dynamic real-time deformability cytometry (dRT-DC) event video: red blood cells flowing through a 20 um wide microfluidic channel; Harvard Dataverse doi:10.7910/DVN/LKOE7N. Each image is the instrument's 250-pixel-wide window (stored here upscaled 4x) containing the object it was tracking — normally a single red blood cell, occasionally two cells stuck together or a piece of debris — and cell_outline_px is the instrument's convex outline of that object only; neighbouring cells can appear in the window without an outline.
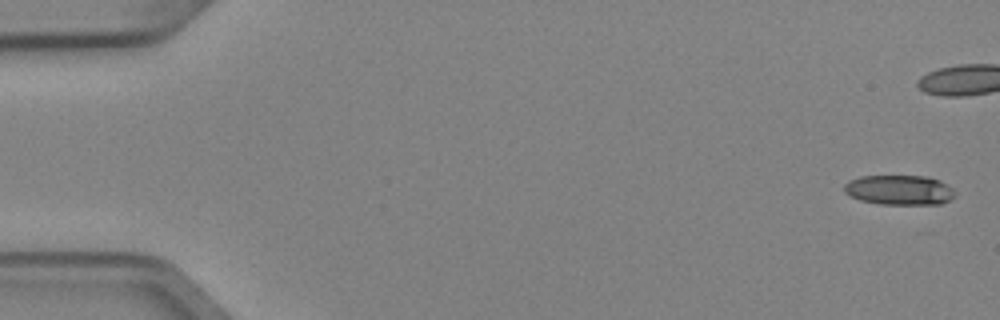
{"species": "Egyptian fruit bat (a non-hibernating species)", "species_latin": "Rousettus aegyptiacus", "temperature_condition": "cold", "stored_images_in_passage": 6, "camera_frame_rate_fps": 3000, "um_per_image_px": 0.085, "animal": {"sex": "female"}, "frame": {"image": 1, "passage_image": 1, "time_ms": 0.0, "image_size_px": [1000, 320], "cell_outline_px": [[956, 196], [940, 204], [880, 204], [860, 200], [848, 196], [844, 192], [844, 184], [848, 180], [860, 176], [924, 176], [940, 180], [952, 188], [956, 192]], "centroid_in_image_um": [76.42, 16.15], "position_along_channel_um": 8.6, "area_um2": 19.42}}
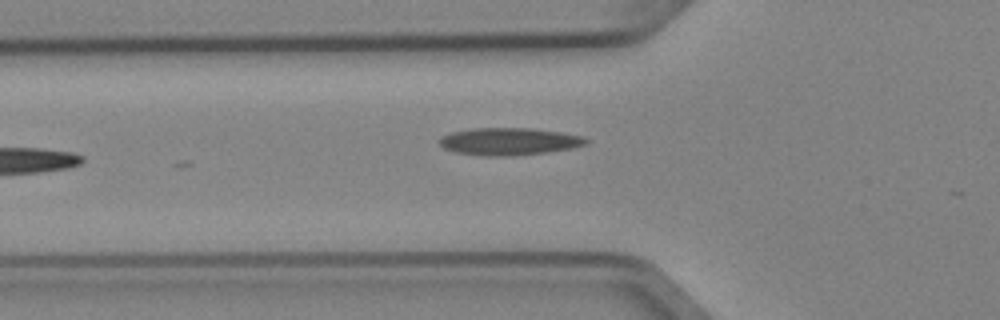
{"frame": {"image": 2, "passage_image": 6, "time_ms": 1.667, "image_size_px": [1000, 320], "cell_outline_px": [[588, 144], [572, 148], [544, 152], [512, 156], [484, 156], [456, 152], [444, 148], [440, 144], [440, 136], [452, 132], [472, 128], [532, 128], [560, 132], [584, 136], [588, 140]], "centroid_in_image_um": [43.28, 12.02], "position_along_channel_um": 82.5, "area_um2": 23.35}}